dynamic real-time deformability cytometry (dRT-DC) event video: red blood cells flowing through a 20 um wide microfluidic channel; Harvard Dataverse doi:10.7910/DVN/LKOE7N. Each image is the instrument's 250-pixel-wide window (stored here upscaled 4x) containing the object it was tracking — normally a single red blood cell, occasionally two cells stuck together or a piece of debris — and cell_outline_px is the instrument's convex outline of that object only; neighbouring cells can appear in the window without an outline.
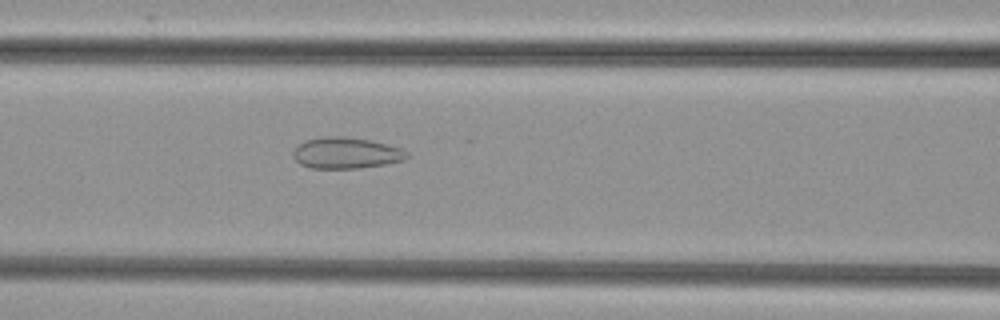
{"species": "common noctule bat (a hibernating species)", "species_latin": "Nyctalus noctula", "temperature_condition": "cold", "stored_images_in_passage": 36, "camera_frame_rate_fps": 3000, "um_per_image_px": 0.085, "animal": {"sex": "female", "body_mass_g": 29.2, "forearm_length_mm": 56.3}, "frame": {"image": 1, "passage_image": 6, "time_ms": 1.667, "image_size_px": [1000, 320], "cell_outline_px": [[408, 156], [404, 160], [384, 164], [360, 168], [308, 168], [300, 164], [292, 156], [292, 152], [304, 140], [320, 136], [344, 136], [372, 140], [388, 144], [400, 148], [408, 152]], "centroid_in_image_um": [29.4, 12.99], "position_along_channel_um": 137.2, "area_um2": 20.87}}
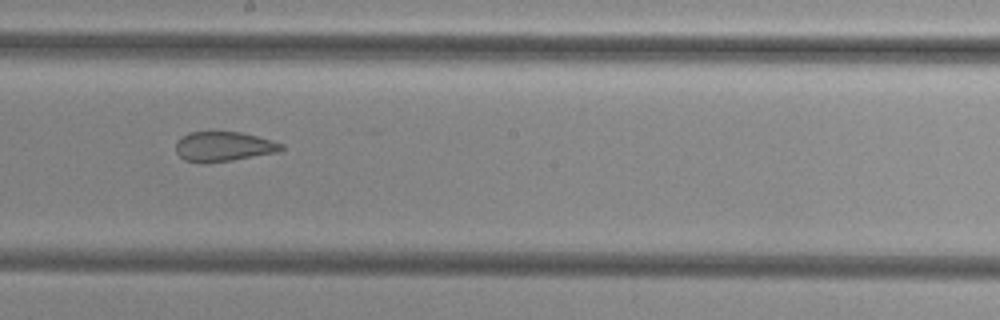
{"frame": {"image": 2, "passage_image": 13, "time_ms": 4.0, "image_size_px": [1000, 320], "cell_outline_px": [[284, 148], [280, 152], [208, 164], [184, 160], [176, 152], [176, 140], [188, 132], [240, 132], [272, 140], [284, 144]], "centroid_in_image_um": [19.0, 12.46], "position_along_channel_um": 229.2, "area_um2": 18.5}}
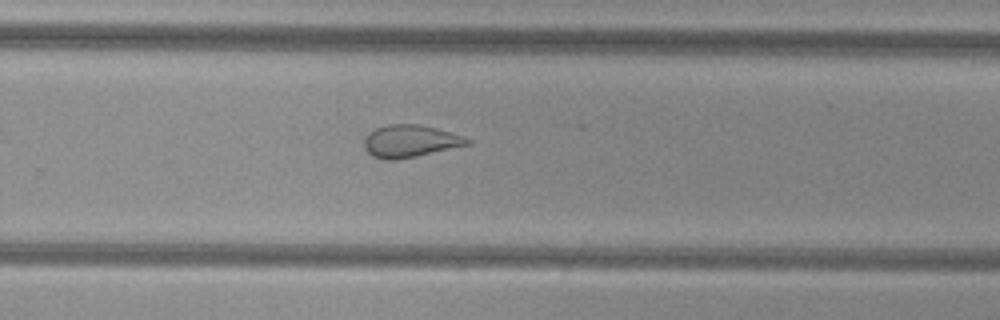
{"frame": {"image": 3, "passage_image": 18, "time_ms": 5.667, "image_size_px": [1000, 320], "cell_outline_px": [[472, 144], [416, 156], [396, 160], [384, 160], [372, 156], [364, 148], [364, 140], [368, 132], [376, 128], [388, 124], [420, 124], [436, 128], [472, 140]], "centroid_in_image_um": [34.83, 12.0], "position_along_channel_um": 295.0, "area_um2": 19.42}}